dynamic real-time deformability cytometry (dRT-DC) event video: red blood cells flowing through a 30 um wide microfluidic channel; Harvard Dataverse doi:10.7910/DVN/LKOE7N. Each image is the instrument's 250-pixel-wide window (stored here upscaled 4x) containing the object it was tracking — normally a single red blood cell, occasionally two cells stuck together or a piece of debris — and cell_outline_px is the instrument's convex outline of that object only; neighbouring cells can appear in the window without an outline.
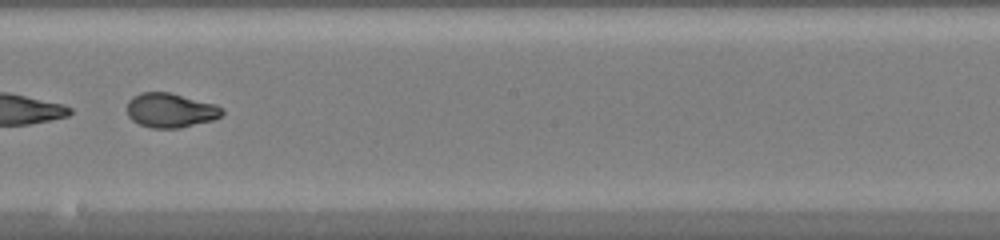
{"species": "common noctule bat (a hibernating species)", "species_latin": "Nyctalus noctula", "temperature_condition": "warm", "stored_images_in_passage": 51, "camera_frame_rate_fps": 3000, "um_per_image_px": 0.085, "animal": {"sex": "female", "body_mass_g": 20.0, "forearm_length_mm": 54.0}, "frame": {"image": 1, "passage_image": 30, "time_ms": 9.667, "image_size_px": [1000, 240], "cell_outline_px": [[224, 112], [220, 116], [212, 120], [180, 128], [152, 128], [140, 124], [132, 120], [128, 116], [128, 100], [132, 96], [140, 92], [168, 92], [216, 104], [224, 108]], "centroid_in_image_um": [14.49, 9.37], "position_along_channel_um": 233.7, "area_um2": 19.07}}